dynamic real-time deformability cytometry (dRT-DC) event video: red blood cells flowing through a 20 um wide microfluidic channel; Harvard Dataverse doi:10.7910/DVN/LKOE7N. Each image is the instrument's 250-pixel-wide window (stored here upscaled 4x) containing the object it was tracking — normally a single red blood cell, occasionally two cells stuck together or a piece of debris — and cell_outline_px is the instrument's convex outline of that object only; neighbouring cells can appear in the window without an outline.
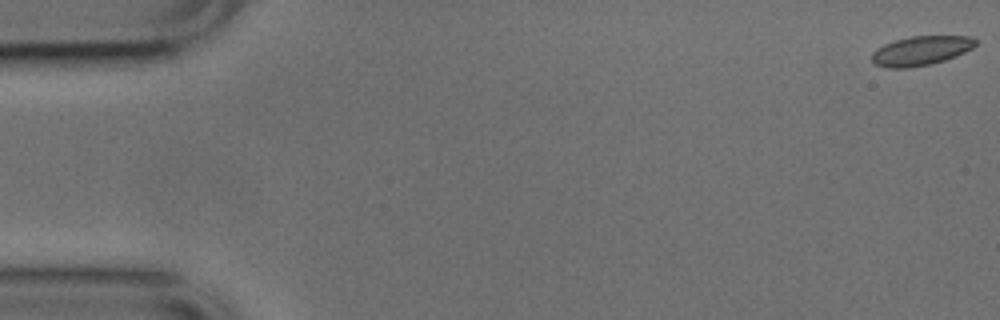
{"species": "common noctule bat (a hibernating species)", "species_latin": "Nyctalus noctula", "temperature_condition": "cold", "stored_images_in_passage": 53, "camera_frame_rate_fps": 3000, "um_per_image_px": 0.085, "animal": {"sex": "male", "body_mass_g": 17.9, "forearm_length_mm": 54.2}, "frame": {"image": 1, "passage_image": 1, "time_ms": 0.0, "image_size_px": [1000, 320], "cell_outline_px": [[976, 44], [972, 48], [956, 56], [932, 64], [908, 68], [888, 68], [876, 64], [872, 60], [872, 52], [884, 44], [908, 36], [972, 36], [976, 40]], "centroid_in_image_um": [78.28, 4.31], "position_along_channel_um": 6.7, "area_um2": 17.69}}
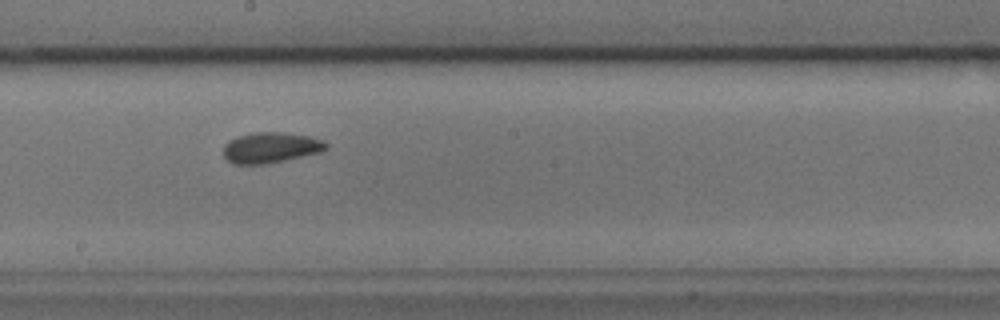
{"frame": {"image": 2, "passage_image": 29, "time_ms": 9.333, "image_size_px": [1000, 320], "cell_outline_px": [[328, 148], [320, 152], [284, 160], [264, 164], [232, 164], [224, 156], [224, 144], [236, 136], [252, 132], [280, 132], [308, 136], [324, 140], [328, 144]], "centroid_in_image_um": [23.0, 12.54], "position_along_channel_um": 225.2, "area_um2": 18.32}}
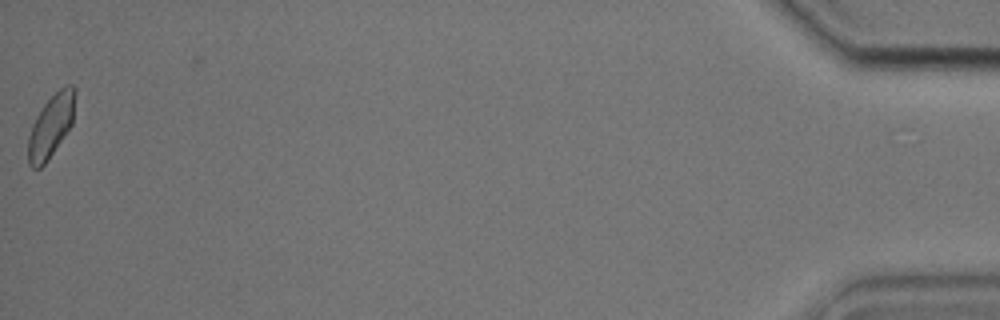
{"frame": {"image": 3, "passage_image": 53, "time_ms": 17.333, "image_size_px": [1000, 320], "cell_outline_px": [[76, 92], [72, 124], [44, 164], [40, 168], [32, 168], [28, 164], [28, 136], [32, 124], [36, 116], [44, 104], [60, 88], [68, 84], [72, 84], [76, 88]], "centroid_in_image_um": [4.33, 10.67], "position_along_channel_um": 430.9, "area_um2": 16.99}, "authors_computed_cell_mechanics": {"area_um2": 17.7446, "velocity_mm_per_s": 3.7977, "shape_relaxation_time_tau1_ms": 1.9817, "shape_relaxation_time_tau2_ms": 1.6344, "deformation_change_tau1": 0.079, "deformation_change_tau2": 0.0695}}